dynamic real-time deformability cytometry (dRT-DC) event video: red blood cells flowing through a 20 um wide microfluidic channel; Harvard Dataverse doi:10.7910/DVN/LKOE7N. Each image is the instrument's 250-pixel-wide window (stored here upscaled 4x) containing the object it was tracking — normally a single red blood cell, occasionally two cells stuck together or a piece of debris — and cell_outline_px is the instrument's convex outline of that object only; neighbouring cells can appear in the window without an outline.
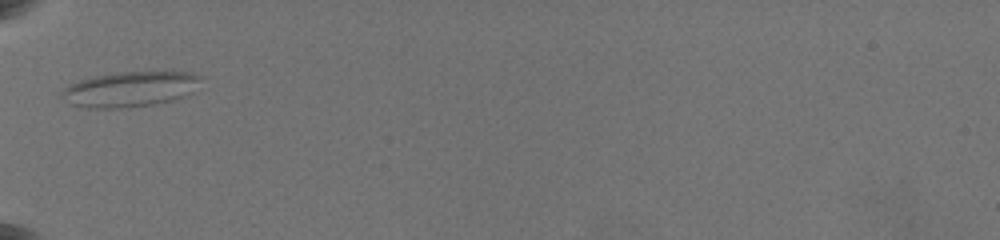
{"species": "common noctule bat (a hibernating species)", "species_latin": "Nyctalus noctula", "temperature_condition": "warm", "stored_images_in_passage": 2, "camera_frame_rate_fps": 3000, "um_per_image_px": 0.085, "animal": {"sex": "female", "body_mass_g": 19.5, "forearm_length_mm": 54.1}, "frame": {"image": 1, "passage_image": 1, "time_ms": 0.0, "image_size_px": [1000, 240], "cell_outline_px": [[204, 76], [192, 92], [184, 96], [172, 100], [152, 104], [120, 108], [88, 108], [72, 104], [60, 96], [60, 92], [68, 84], [92, 76], [116, 72], [192, 72]], "centroid_in_image_um": [11.04, 7.56], "position_along_channel_um": 74.0, "area_um2": 28.61}}
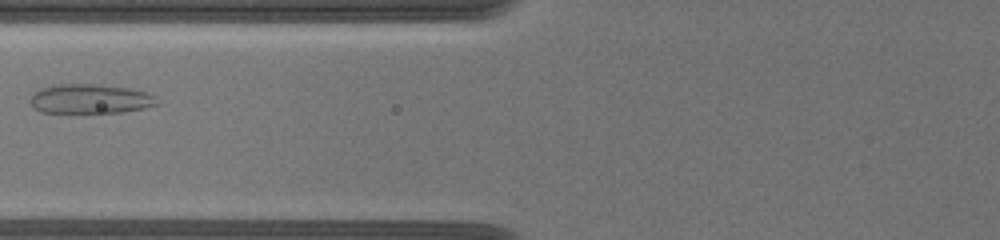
{"frame": {"image": 2, "passage_image": 2, "time_ms": 1.333, "image_size_px": [1000, 240], "cell_outline_px": [[160, 104], [144, 108], [120, 112], [40, 112], [32, 108], [28, 100], [32, 92], [40, 88], [56, 84], [100, 84], [128, 88], [148, 92], [156, 96]], "centroid_in_image_um": [7.63, 8.39], "position_along_channel_um": 118.2, "area_um2": 22.08}}